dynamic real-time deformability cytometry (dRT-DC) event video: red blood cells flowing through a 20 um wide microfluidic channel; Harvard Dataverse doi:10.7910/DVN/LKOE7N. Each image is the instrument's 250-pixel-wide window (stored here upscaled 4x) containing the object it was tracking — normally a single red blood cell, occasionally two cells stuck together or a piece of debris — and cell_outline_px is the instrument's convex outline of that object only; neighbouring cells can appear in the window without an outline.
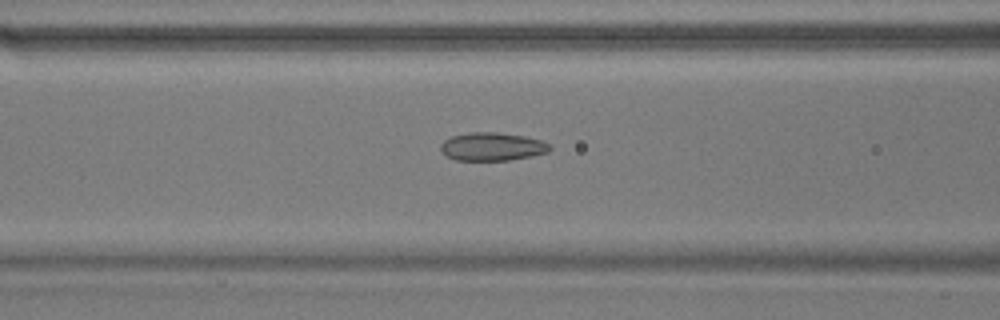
{"species": "common noctule bat (a hibernating species)", "species_latin": "Nyctalus noctula", "temperature_condition": "warm", "stored_images_in_passage": 54, "camera_frame_rate_fps": 3000, "um_per_image_px": 0.085, "animal": {"sex": "male", "body_mass_g": 17.9}, "frame": {"image": 1, "passage_image": 22, "time_ms": 7.0, "image_size_px": [1000, 320], "cell_outline_px": [[552, 148], [548, 152], [532, 156], [508, 160], [456, 160], [448, 156], [440, 148], [440, 144], [444, 140], [452, 136], [468, 132], [496, 132], [524, 136], [540, 140], [548, 144]], "centroid_in_image_um": [41.83, 12.46], "position_along_channel_um": 124.8, "area_um2": 17.8}}
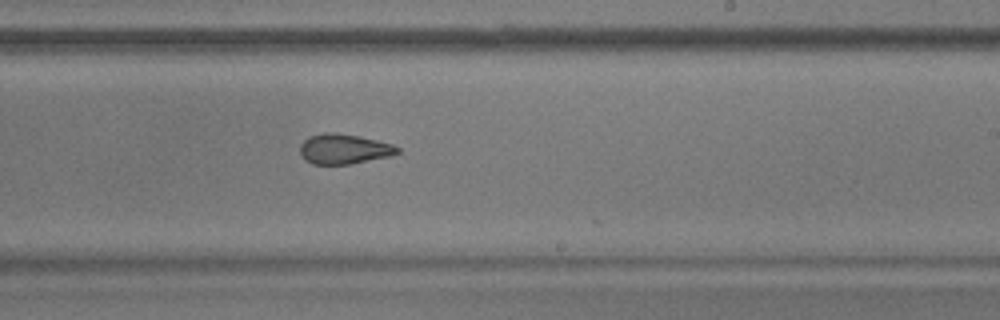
{"frame": {"image": 2, "passage_image": 33, "time_ms": 10.667, "image_size_px": [1000, 320], "cell_outline_px": [[400, 152], [388, 156], [352, 164], [312, 164], [304, 160], [300, 152], [300, 144], [308, 136], [324, 132], [336, 132], [360, 136], [392, 144], [400, 148]], "centroid_in_image_um": [29.2, 12.65], "position_along_channel_um": 259.8, "area_um2": 17.17}}
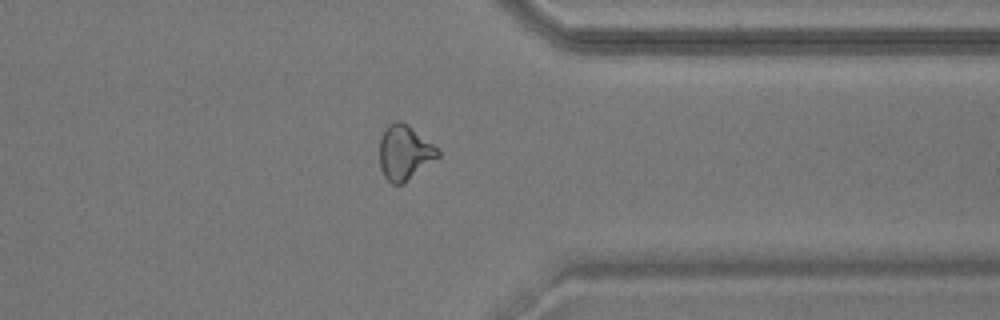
{"frame": {"image": 3, "passage_image": 43, "time_ms": 14.0, "image_size_px": [1000, 320], "cell_outline_px": [[440, 156], [404, 184], [392, 184], [384, 176], [380, 168], [380, 140], [384, 128], [388, 124], [396, 120], [400, 120], [408, 124], [432, 144], [440, 152]], "centroid_in_image_um": [34.37, 12.97], "position_along_channel_um": 377.0, "area_um2": 18.67}}